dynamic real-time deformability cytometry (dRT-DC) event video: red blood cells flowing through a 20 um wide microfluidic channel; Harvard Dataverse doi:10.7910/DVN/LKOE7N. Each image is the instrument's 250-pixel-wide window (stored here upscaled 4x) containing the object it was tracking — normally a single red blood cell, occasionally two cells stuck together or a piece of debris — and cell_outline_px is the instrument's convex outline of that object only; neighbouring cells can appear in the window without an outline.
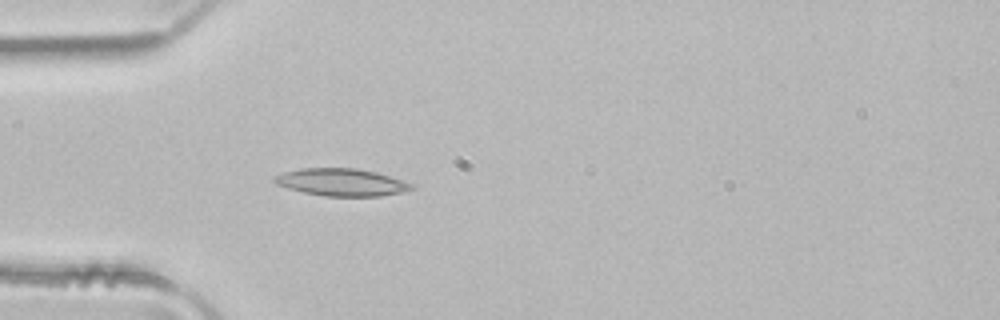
{"species": "common noctule bat (a hibernating species)", "species_latin": "Nyctalus noctula", "temperature_condition": "room temperature", "stored_images_in_passage": 4, "camera_frame_rate_fps": 3000, "um_per_image_px": 0.085, "animal": {"sex": "male", "body_mass_g": 21.5, "forearm_length_mm": 52.0}, "frame": {"image": 1, "passage_image": 4, "time_ms": 1.0, "image_size_px": [1000, 320], "cell_outline_px": [[416, 188], [404, 192], [380, 196], [324, 196], [304, 192], [288, 188], [276, 184], [272, 180], [272, 176], [284, 172], [300, 168], [356, 168], [376, 172], [416, 184]], "centroid_in_image_um": [29.05, 15.49], "position_along_channel_um": 55.9, "area_um2": 22.08}}